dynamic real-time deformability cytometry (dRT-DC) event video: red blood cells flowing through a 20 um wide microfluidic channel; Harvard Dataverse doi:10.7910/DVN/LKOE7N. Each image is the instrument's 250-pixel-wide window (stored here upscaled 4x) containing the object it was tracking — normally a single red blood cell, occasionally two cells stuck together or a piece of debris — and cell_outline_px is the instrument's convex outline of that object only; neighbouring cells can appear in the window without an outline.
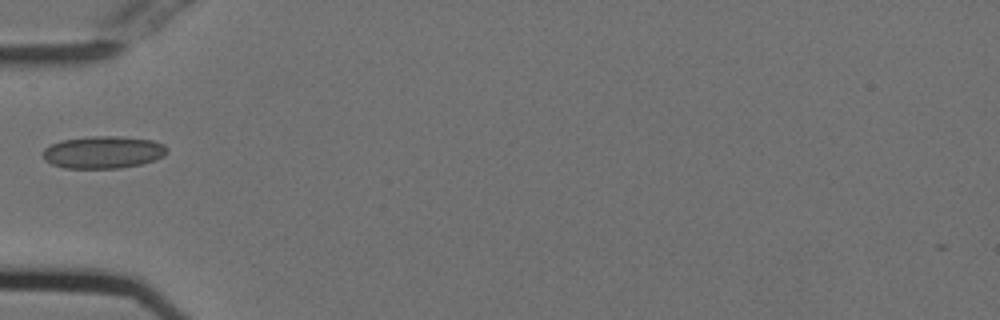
{"species": "Egyptian fruit bat (a non-hibernating species)", "species_latin": "Rousettus aegyptiacus", "temperature_condition": "cold", "stored_images_in_passage": 37, "camera_frame_rate_fps": 3000, "um_per_image_px": 0.085, "animal": {"sex": "female"}, "frame": {"image": 1, "passage_image": 1, "time_ms": 0.0, "image_size_px": [1000, 320], "cell_outline_px": [[168, 152], [164, 156], [140, 164], [120, 168], [64, 168], [52, 164], [44, 160], [44, 148], [60, 140], [92, 136], [120, 136], [152, 140], [164, 144], [168, 148]], "centroid_in_image_um": [8.78, 12.93], "position_along_channel_um": 76.2, "area_um2": 23.41}}
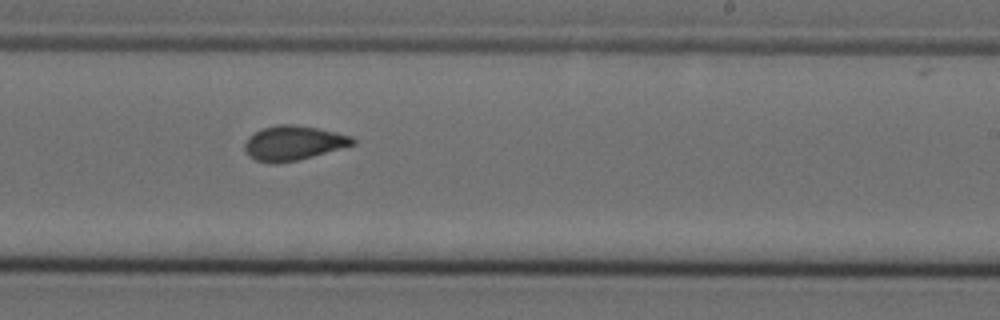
{"frame": {"image": 2, "passage_image": 16, "time_ms": 5.0, "image_size_px": [1000, 320], "cell_outline_px": [[356, 144], [300, 160], [276, 164], [272, 164], [256, 160], [248, 156], [244, 148], [244, 144], [248, 136], [260, 128], [280, 124], [292, 124], [316, 128], [352, 136], [356, 140]], "centroid_in_image_um": [24.91, 12.17], "position_along_channel_um": 264.1, "area_um2": 21.96}}
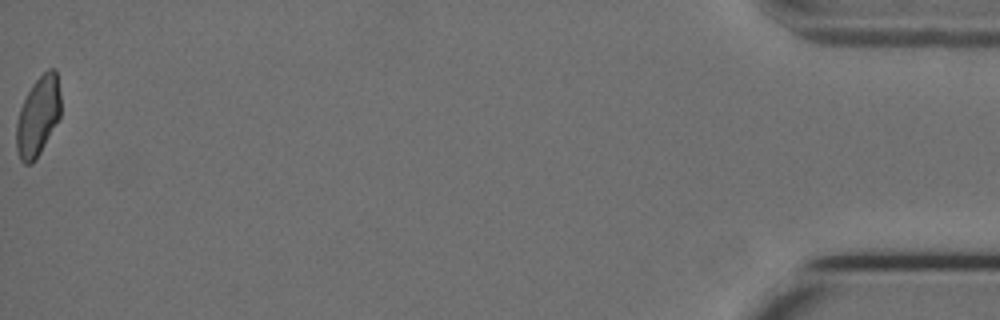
{"frame": {"image": 3, "passage_image": 37, "time_ms": 12.0, "image_size_px": [1000, 320], "cell_outline_px": [[60, 116], [36, 160], [32, 164], [24, 164], [20, 160], [16, 148], [16, 124], [20, 108], [32, 84], [48, 68], [56, 68], [60, 92]], "centroid_in_image_um": [3.23, 9.88], "position_along_channel_um": 432.0, "area_um2": 20.52}}